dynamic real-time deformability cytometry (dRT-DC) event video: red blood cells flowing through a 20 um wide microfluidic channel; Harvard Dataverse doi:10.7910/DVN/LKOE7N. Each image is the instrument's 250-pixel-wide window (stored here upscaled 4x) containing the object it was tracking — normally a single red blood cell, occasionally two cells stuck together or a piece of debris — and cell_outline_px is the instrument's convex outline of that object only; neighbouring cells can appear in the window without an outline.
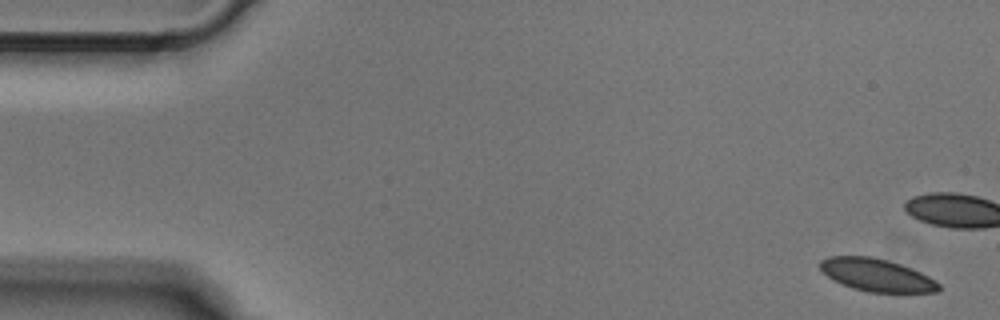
{"species": "Egyptian fruit bat (a non-hibernating species)", "species_latin": "Rousettus aegyptiacus", "temperature_condition": "cold", "stored_images_in_passage": 6, "camera_frame_rate_fps": 3000, "um_per_image_px": 0.085, "animal": {"sex": "male"}, "frame": {"image": 1, "passage_image": 1, "time_ms": 0.0, "image_size_px": [1000, 320], "cell_outline_px": [[940, 288], [936, 292], [868, 292], [852, 288], [828, 276], [820, 268], [820, 260], [828, 256], [872, 256], [888, 260], [900, 264], [920, 272], [936, 280], [940, 284]], "centroid_in_image_um": [74.53, 23.37], "position_along_channel_um": 10.5, "area_um2": 22.37}}
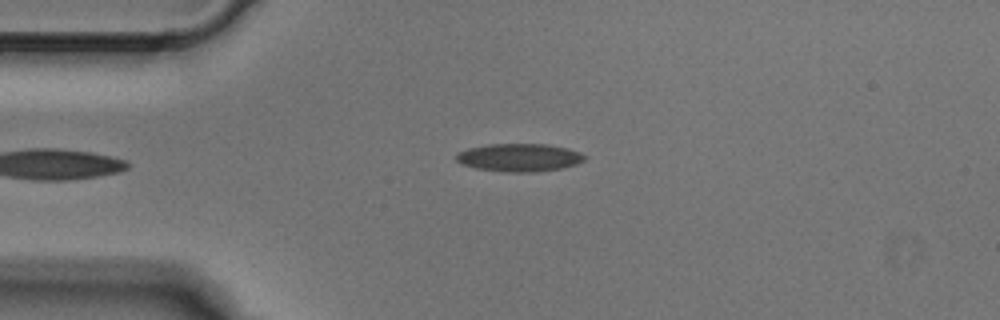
{"frame": {"image": 2, "passage_image": 6, "time_ms": 1.667, "image_size_px": [1000, 320], "cell_outline_px": [[588, 156], [584, 160], [576, 164], [560, 168], [536, 172], [508, 172], [476, 168], [464, 164], [456, 160], [456, 152], [468, 148], [488, 144], [548, 144], [568, 148], [580, 152]], "centroid_in_image_um": [44.16, 13.38], "position_along_channel_um": 40.8, "area_um2": 20.92}}